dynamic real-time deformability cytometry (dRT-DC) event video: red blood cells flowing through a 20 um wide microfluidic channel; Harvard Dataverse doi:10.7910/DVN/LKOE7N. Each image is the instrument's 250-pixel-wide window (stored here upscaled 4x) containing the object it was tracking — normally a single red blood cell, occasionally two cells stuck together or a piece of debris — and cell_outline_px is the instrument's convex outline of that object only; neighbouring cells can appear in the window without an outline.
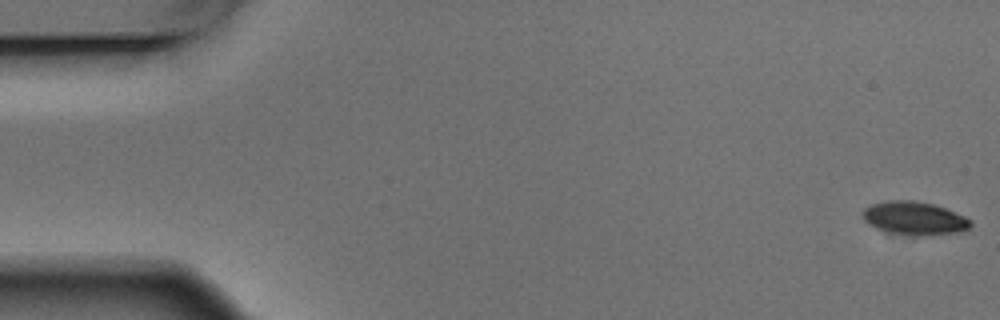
{"species": "Egyptian fruit bat (a non-hibernating species)", "species_latin": "Rousettus aegyptiacus", "temperature_condition": "warm", "stored_images_in_passage": 5, "camera_frame_rate_fps": 3000, "um_per_image_px": 0.085, "animal": {"sex": "male"}, "frame": {"image": 1, "passage_image": 1, "time_ms": 0.0, "image_size_px": [1000, 320], "cell_outline_px": [[972, 224], [968, 228], [956, 232], [920, 236], [892, 232], [876, 228], [868, 224], [864, 220], [860, 212], [864, 208], [872, 204], [888, 200], [912, 200], [932, 204], [944, 208], [964, 216], [972, 220]], "centroid_in_image_um": [77.68, 18.54], "position_along_channel_um": 7.3, "area_um2": 20.69}}
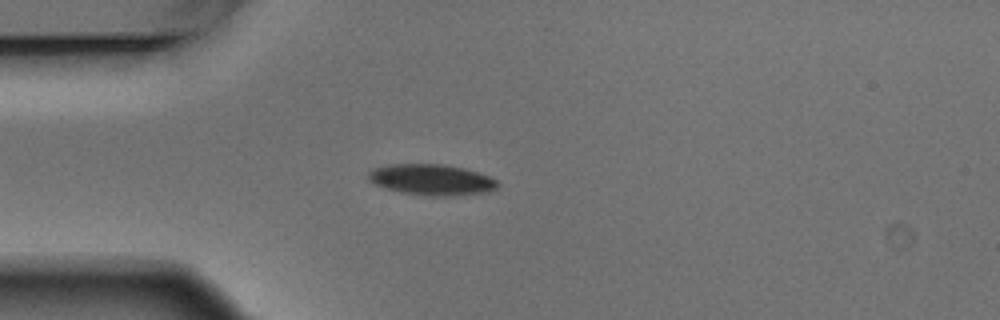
{"frame": {"image": 2, "passage_image": 5, "time_ms": 1.333, "image_size_px": [1000, 320], "cell_outline_px": [[500, 184], [496, 188], [488, 192], [452, 196], [428, 196], [400, 192], [376, 184], [368, 180], [368, 172], [372, 168], [388, 164], [444, 164], [464, 168], [488, 176], [496, 180]], "centroid_in_image_um": [36.68, 15.27], "position_along_channel_um": 48.3, "area_um2": 23.35}}